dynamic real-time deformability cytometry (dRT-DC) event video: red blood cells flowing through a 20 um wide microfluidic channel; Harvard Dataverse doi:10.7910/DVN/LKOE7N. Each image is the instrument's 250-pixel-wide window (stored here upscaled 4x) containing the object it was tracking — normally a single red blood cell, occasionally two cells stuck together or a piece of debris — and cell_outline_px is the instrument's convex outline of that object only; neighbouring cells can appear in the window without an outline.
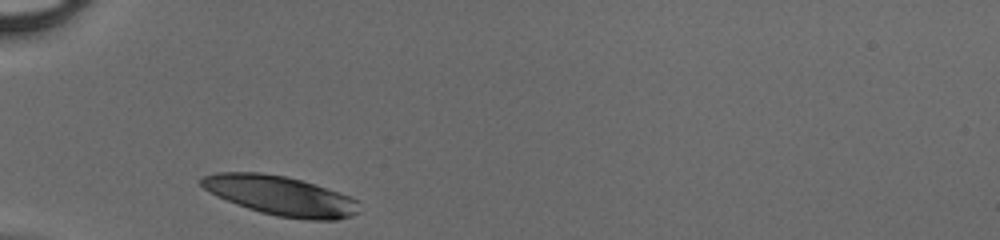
{"species": "human", "species_latin": "Homo sapiens", "temperature_condition": "cold", "stored_images_in_passage": 25, "camera_frame_rate_fps": 3000, "um_per_image_px": 0.085, "donor": {"sex": "male"}, "frame": {"image": 1, "passage_image": 1, "time_ms": 0.0, "image_size_px": [1000, 240], "cell_outline_px": [[360, 212], [352, 216], [336, 220], [308, 220], [276, 216], [260, 212], [236, 204], [216, 196], [208, 192], [200, 184], [200, 180], [204, 176], [216, 172], [260, 172], [284, 176], [300, 180], [352, 196], [360, 200]], "centroid_in_image_um": [23.88, 16.64], "position_along_channel_um": 61.1, "area_um2": 36.53}}
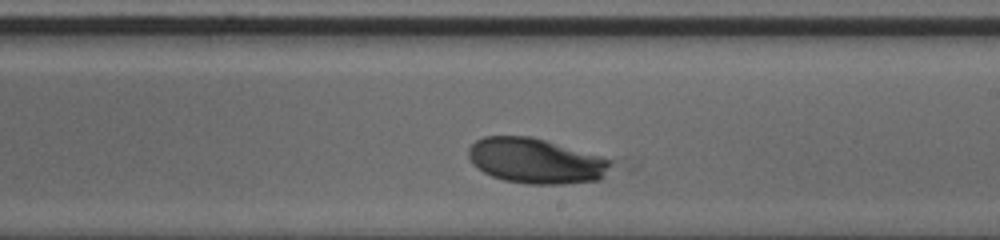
{"frame": {"image": 2, "passage_image": 15, "time_ms": 4.667, "image_size_px": [1000, 240], "cell_outline_px": [[612, 160], [604, 176], [600, 180], [564, 184], [524, 184], [504, 180], [492, 176], [484, 172], [472, 164], [468, 156], [468, 148], [476, 140], [484, 136], [528, 136], [544, 140], [600, 156]], "centroid_in_image_um": [45.5, 13.68], "position_along_channel_um": 243.5, "area_um2": 37.28}}
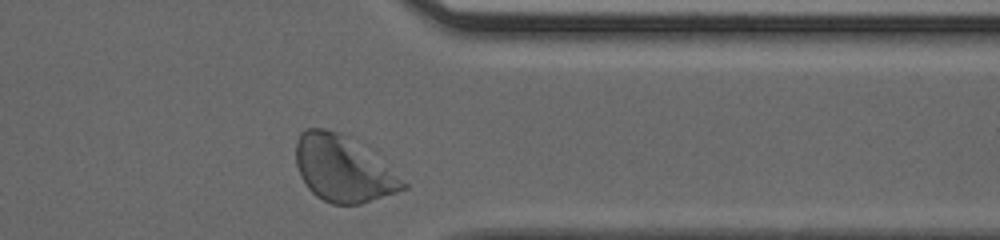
{"frame": {"image": 3, "passage_image": 25, "time_ms": 8.0, "image_size_px": [1000, 240], "cell_outline_px": [[408, 188], [360, 204], [332, 204], [316, 196], [308, 188], [300, 176], [296, 164], [296, 140], [300, 132], [308, 128], [324, 128], [336, 132], [408, 184]], "centroid_in_image_um": [29.04, 14.4], "position_along_channel_um": 382.4, "area_um2": 39.19}}